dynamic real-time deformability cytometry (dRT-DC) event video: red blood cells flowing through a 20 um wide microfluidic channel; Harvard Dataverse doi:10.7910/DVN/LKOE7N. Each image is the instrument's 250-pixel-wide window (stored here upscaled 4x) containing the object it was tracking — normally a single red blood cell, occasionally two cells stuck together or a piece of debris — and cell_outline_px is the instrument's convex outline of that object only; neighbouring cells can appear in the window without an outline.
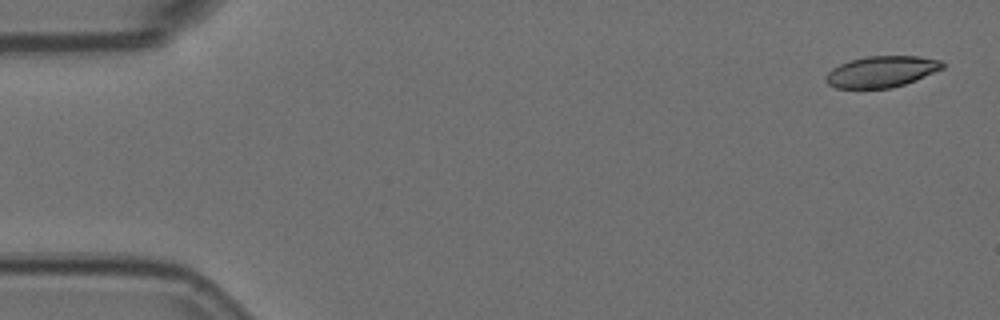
{"species": "Egyptian fruit bat (a non-hibernating species)", "species_latin": "Rousettus aegyptiacus", "temperature_condition": "room temperature", "stored_images_in_passage": 6, "segment_of_instrument_passage": [1, 2], "camera_frame_rate_fps": 3000, "um_per_image_px": 0.085, "animal": {"sex": "female"}, "frame": {"image": 1, "passage_image": 1, "time_ms": 0.0, "image_size_px": [1000, 320], "cell_outline_px": [[944, 68], [916, 80], [892, 88], [836, 88], [828, 84], [824, 80], [824, 76], [832, 68], [840, 64], [852, 60], [868, 56], [916, 56], [940, 60], [944, 64]], "centroid_in_image_um": [74.91, 6.09], "position_along_channel_um": 10.1, "area_um2": 21.15}}
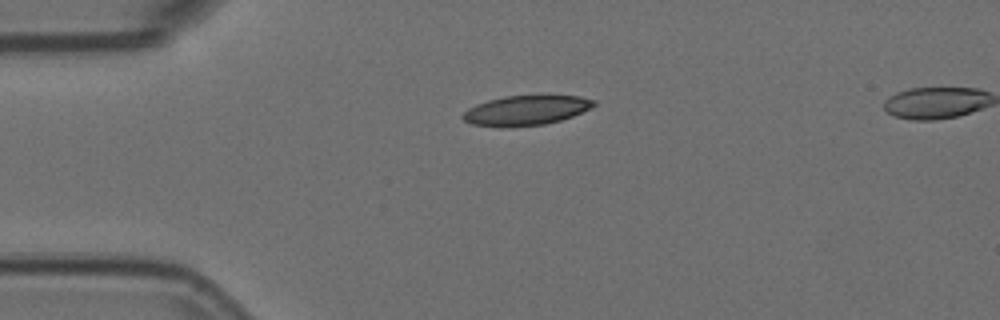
{"frame": {"image": 2, "passage_image": 4, "time_ms": 1.0, "image_size_px": [1000, 320], "cell_outline_px": [[596, 104], [592, 108], [572, 116], [560, 120], [544, 124], [472, 124], [464, 120], [460, 116], [468, 108], [476, 104], [488, 100], [504, 96], [580, 96], [596, 100]], "centroid_in_image_um": [44.77, 9.33], "position_along_channel_um": 40.2, "area_um2": 21.73}}